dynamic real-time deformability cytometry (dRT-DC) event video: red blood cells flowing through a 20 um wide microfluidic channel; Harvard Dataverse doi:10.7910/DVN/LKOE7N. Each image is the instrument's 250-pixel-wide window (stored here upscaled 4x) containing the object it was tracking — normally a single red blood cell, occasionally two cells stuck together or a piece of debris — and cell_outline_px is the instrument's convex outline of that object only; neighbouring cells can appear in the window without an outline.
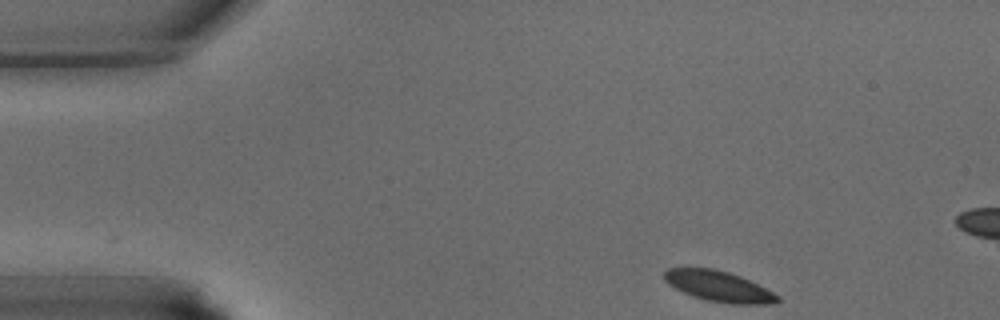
{"species": "common noctule bat (a hibernating species)", "species_latin": "Nyctalus noctula", "temperature_condition": "warm", "stored_images_in_passage": 7, "camera_frame_rate_fps": 3000, "um_per_image_px": 0.085, "animal": {"sex": "male", "body_mass_g": 15.6}, "frame": {"image": 1, "passage_image": 1, "time_ms": 0.0, "image_size_px": [1000, 320], "cell_outline_px": [[780, 300], [772, 304], [732, 304], [704, 300], [692, 296], [668, 284], [664, 280], [664, 272], [668, 268], [712, 268], [728, 272], [740, 276], [780, 296]], "centroid_in_image_um": [61.08, 24.34], "position_along_channel_um": 23.9, "area_um2": 20.06}}